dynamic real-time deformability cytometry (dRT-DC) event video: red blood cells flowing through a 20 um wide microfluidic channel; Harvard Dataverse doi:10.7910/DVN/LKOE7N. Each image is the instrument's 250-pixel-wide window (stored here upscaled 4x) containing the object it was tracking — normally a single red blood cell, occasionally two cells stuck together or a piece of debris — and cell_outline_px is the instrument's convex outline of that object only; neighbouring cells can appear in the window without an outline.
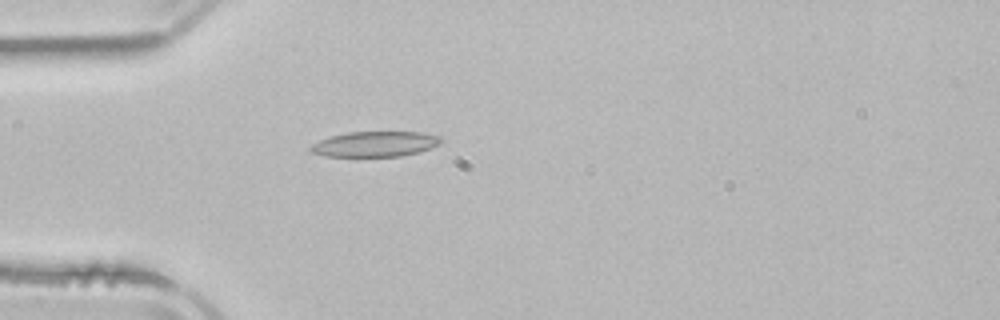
{"species": "common noctule bat (a hibernating species)", "species_latin": "Nyctalus noctula", "temperature_condition": "room temperature", "stored_images_in_passage": 1, "camera_frame_rate_fps": 3000, "um_per_image_px": 0.085, "animal": {"sex": "male", "body_mass_g": 21.5, "forearm_length_mm": 52.0}, "frame": {"image": 1, "passage_image": 1, "time_ms": 0.0, "image_size_px": [1000, 320], "cell_outline_px": [[444, 140], [440, 144], [416, 152], [400, 156], [324, 156], [312, 152], [308, 148], [312, 144], [328, 136], [348, 132], [420, 132], [440, 136]], "centroid_in_image_um": [31.85, 12.23], "position_along_channel_um": 53.1, "area_um2": 19.13}}